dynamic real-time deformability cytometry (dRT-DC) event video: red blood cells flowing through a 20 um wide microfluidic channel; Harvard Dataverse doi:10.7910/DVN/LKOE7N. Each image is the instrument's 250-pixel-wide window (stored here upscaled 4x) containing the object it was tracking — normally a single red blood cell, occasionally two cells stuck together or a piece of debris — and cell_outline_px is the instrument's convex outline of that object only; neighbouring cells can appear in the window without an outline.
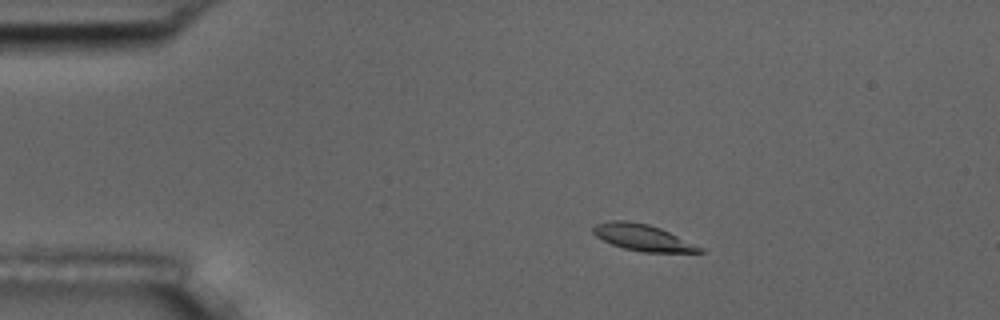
{"species": "common noctule bat (a hibernating species)", "species_latin": "Nyctalus noctula", "temperature_condition": "room temperature", "stored_images_in_passage": 6, "camera_frame_rate_fps": 3000, "um_per_image_px": 0.085, "animal": {"sex": "male", "body_mass_g": 17.5, "forearm_length_mm": 52.3}, "frame": {"image": 1, "passage_image": 2, "time_ms": 1.0, "image_size_px": [1000, 320], "cell_outline_px": [[704, 252], [644, 252], [624, 248], [612, 244], [596, 236], [592, 232], [592, 228], [596, 224], [608, 220], [628, 220], [648, 224], [660, 228], [704, 248]], "centroid_in_image_um": [54.61, 20.18], "position_along_channel_um": 30.4, "area_um2": 16.3}}
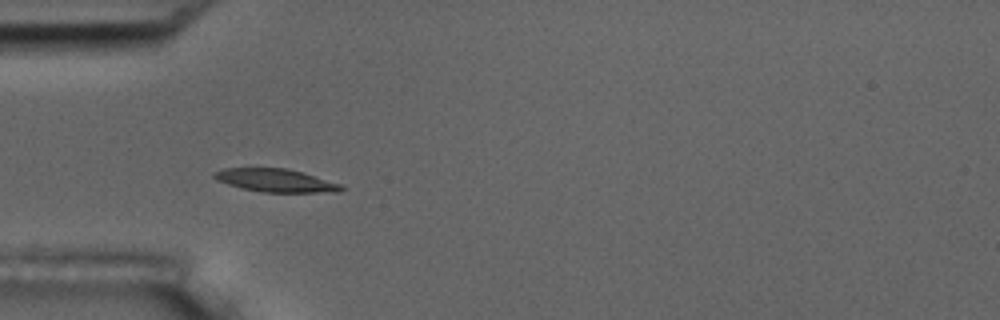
{"frame": {"image": 2, "passage_image": 4, "time_ms": 3.333, "image_size_px": [1000, 320], "cell_outline_px": [[344, 188], [340, 192], [260, 192], [228, 184], [216, 180], [212, 176], [212, 172], [224, 168], [284, 168], [300, 172], [340, 184]], "centroid_in_image_um": [23.37, 15.34], "position_along_channel_um": 61.6, "area_um2": 16.82}}